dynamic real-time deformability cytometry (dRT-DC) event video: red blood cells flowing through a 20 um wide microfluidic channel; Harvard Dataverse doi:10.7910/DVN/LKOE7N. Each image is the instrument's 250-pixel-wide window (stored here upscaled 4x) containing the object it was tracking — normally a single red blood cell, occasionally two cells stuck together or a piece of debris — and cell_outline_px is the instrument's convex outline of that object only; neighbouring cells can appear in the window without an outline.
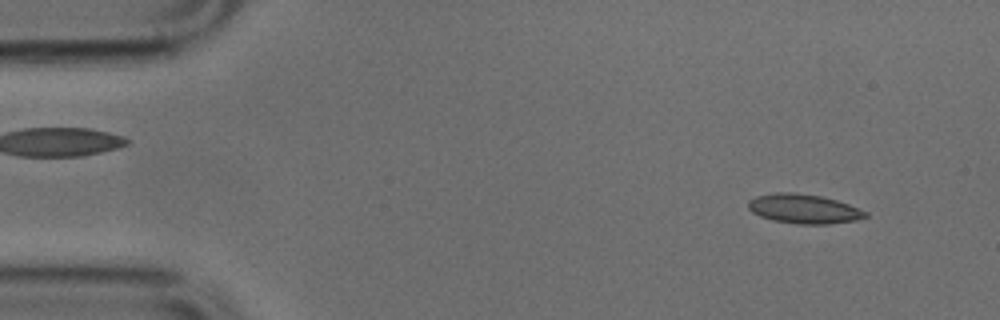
{"species": "common noctule bat (a hibernating species)", "species_latin": "Nyctalus noctula", "temperature_condition": "cold", "stored_images_in_passage": 50, "camera_frame_rate_fps": 3000, "um_per_image_px": 0.085, "animal": {"sex": "male", "body_mass_g": 17.9, "forearm_length_mm": 54.2}, "frame": {"image": 1, "passage_image": 4, "time_ms": 1.0, "image_size_px": [1000, 320], "cell_outline_px": [[868, 216], [856, 220], [828, 224], [796, 224], [772, 220], [760, 216], [752, 212], [748, 208], [748, 200], [756, 196], [776, 192], [796, 192], [820, 196], [836, 200], [848, 204], [868, 212]], "centroid_in_image_um": [68.3, 17.75], "position_along_channel_um": 16.7, "area_um2": 20.11}}
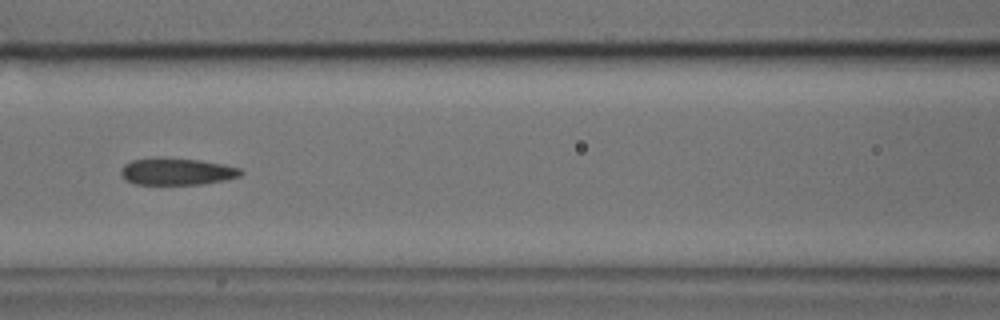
{"frame": {"image": 2, "passage_image": 21, "time_ms": 6.667, "image_size_px": [1000, 320], "cell_outline_px": [[244, 172], [240, 176], [224, 180], [204, 184], [136, 184], [124, 180], [120, 172], [124, 164], [132, 160], [156, 156], [160, 156], [200, 160], [224, 164], [240, 168]], "centroid_in_image_um": [15.01, 14.56], "position_along_channel_um": 151.6, "area_um2": 19.19}}
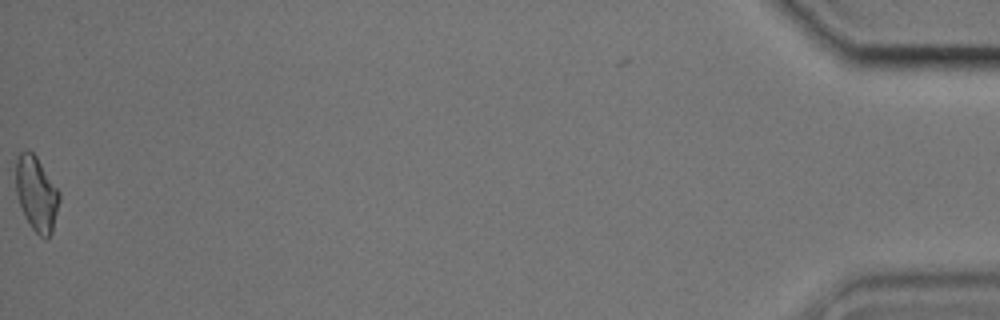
{"frame": {"image": 3, "passage_image": 50, "time_ms": 16.333, "image_size_px": [1000, 320], "cell_outline_px": [[60, 200], [52, 232], [48, 236], [40, 236], [32, 228], [24, 216], [16, 192], [16, 156], [24, 148], [28, 148], [36, 156], [60, 192]], "centroid_in_image_um": [3.09, 16.41], "position_along_channel_um": 432.1, "area_um2": 18.9}}